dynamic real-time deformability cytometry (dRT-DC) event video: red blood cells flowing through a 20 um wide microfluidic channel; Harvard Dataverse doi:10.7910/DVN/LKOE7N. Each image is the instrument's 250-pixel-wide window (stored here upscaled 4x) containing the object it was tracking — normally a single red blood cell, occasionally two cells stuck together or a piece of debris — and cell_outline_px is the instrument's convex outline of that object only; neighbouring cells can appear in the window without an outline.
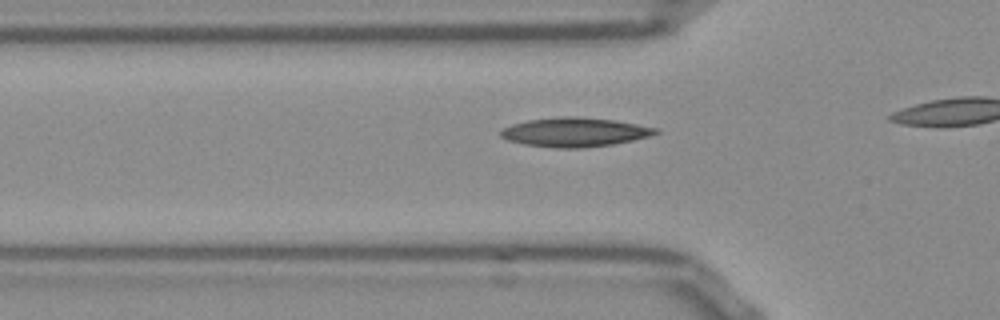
{"species": "Egyptian fruit bat (a non-hibernating species)", "species_latin": "Rousettus aegyptiacus", "temperature_condition": "room temperature", "stored_images_in_passage": 8, "camera_frame_rate_fps": 3000, "um_per_image_px": 0.085, "frame": {"image": 1, "passage_image": 3, "time_ms": 0.667, "image_size_px": [1000, 320], "cell_outline_px": [[660, 132], [648, 136], [632, 140], [612, 144], [580, 148], [560, 148], [524, 144], [508, 140], [500, 136], [500, 132], [504, 128], [512, 124], [528, 120], [560, 116], [580, 116], [616, 120], [660, 128]], "centroid_in_image_um": [48.88, 11.22], "position_along_channel_um": 76.9, "area_um2": 26.3}}
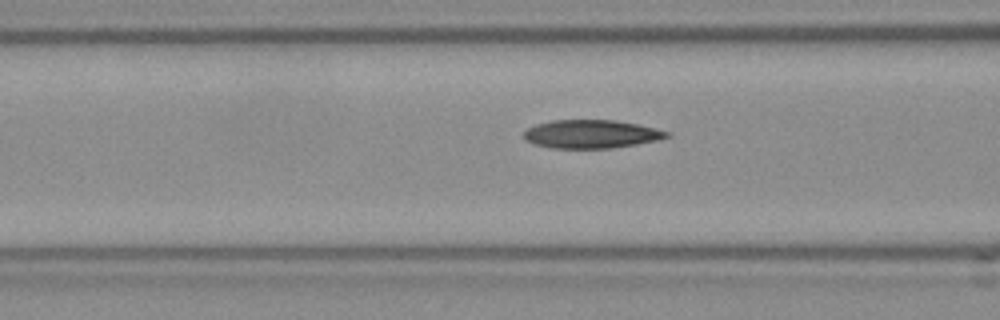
{"frame": {"image": 2, "passage_image": 6, "time_ms": 1.667, "image_size_px": [1000, 320], "cell_outline_px": [[672, 136], [656, 140], [636, 144], [612, 148], [552, 148], [532, 144], [524, 140], [524, 132], [528, 128], [536, 124], [552, 120], [616, 120], [656, 128], [672, 132]], "centroid_in_image_um": [50.26, 11.39], "position_along_channel_um": 116.3, "area_um2": 23.76}}